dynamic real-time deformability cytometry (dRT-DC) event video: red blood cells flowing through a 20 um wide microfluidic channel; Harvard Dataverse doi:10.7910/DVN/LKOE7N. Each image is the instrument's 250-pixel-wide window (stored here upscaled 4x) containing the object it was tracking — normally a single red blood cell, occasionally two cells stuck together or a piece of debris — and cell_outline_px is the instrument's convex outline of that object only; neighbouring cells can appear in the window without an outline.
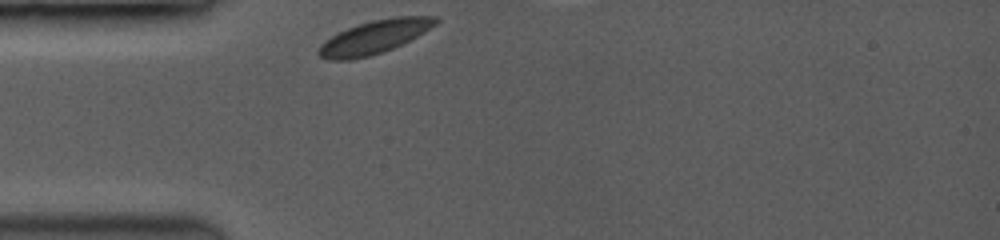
{"species": "common noctule bat (a hibernating species)", "species_latin": "Nyctalus noctula", "temperature_condition": "room temperature", "stored_images_in_passage": 4, "camera_frame_rate_fps": 3500, "um_per_image_px": 0.085, "animal": {"sex": "female", "body_mass_g": 19.0, "forearm_length_mm": 53.3}, "frame": {"image": 1, "passage_image": 1, "time_ms": 0.0, "image_size_px": [1000, 240], "cell_outline_px": [[440, 20], [436, 24], [424, 32], [392, 48], [368, 56], [348, 60], [328, 60], [320, 56], [316, 52], [320, 44], [324, 40], [348, 28], [372, 20], [396, 16], [440, 16]], "centroid_in_image_um": [31.81, 3.13], "position_along_channel_um": 53.2, "area_um2": 22.43}}